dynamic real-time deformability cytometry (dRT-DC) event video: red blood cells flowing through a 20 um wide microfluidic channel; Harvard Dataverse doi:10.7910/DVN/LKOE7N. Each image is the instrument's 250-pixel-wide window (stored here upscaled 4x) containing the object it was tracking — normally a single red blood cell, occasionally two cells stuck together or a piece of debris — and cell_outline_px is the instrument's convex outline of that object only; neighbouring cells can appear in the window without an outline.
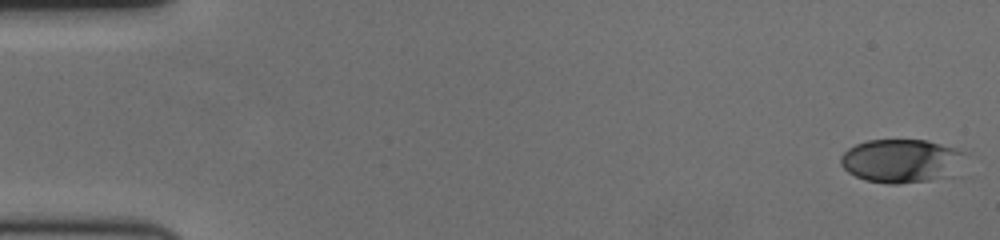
{"species": "human", "species_latin": "Homo sapiens", "temperature_condition": "cold", "stored_images_in_passage": 60, "camera_frame_rate_fps": 3000, "um_per_image_px": 0.085, "donor": {"sex": "female"}, "frame": {"image": 1, "passage_image": 1, "time_ms": 0.0, "image_size_px": [1000, 240], "cell_outline_px": [[968, 152], [956, 176], [928, 180], [896, 184], [888, 184], [864, 180], [848, 172], [840, 164], [840, 156], [848, 148], [856, 144], [868, 140], [928, 140], [956, 148]], "centroid_in_image_um": [76.68, 13.67], "position_along_channel_um": 8.3, "area_um2": 32.19}}
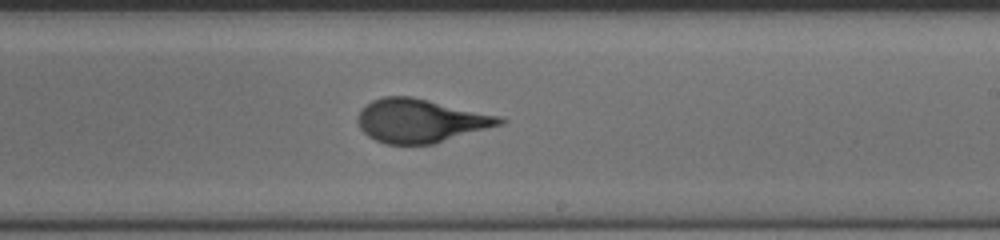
{"frame": {"image": 2, "passage_image": 36, "time_ms": 11.667, "image_size_px": [1000, 240], "cell_outline_px": [[508, 120], [504, 124], [432, 144], [384, 144], [368, 136], [360, 128], [356, 120], [356, 116], [372, 100], [384, 96], [412, 96], [500, 116]], "centroid_in_image_um": [35.75, 10.26], "position_along_channel_um": 253.3, "area_um2": 35.95}}
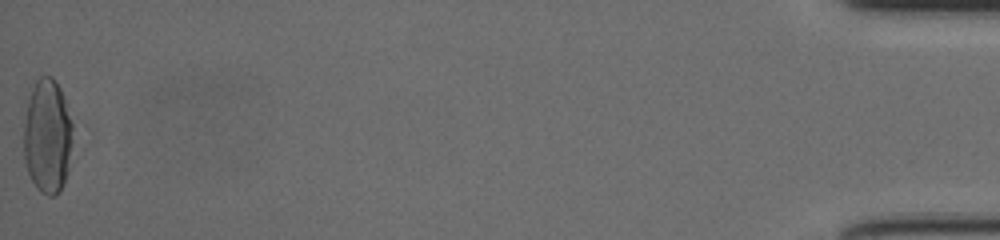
{"frame": {"image": 3, "passage_image": 60, "time_ms": 19.667, "image_size_px": [1000, 240], "cell_outline_px": [[72, 140], [68, 172], [64, 184], [60, 192], [56, 196], [48, 196], [40, 192], [36, 188], [28, 172], [24, 160], [24, 120], [28, 100], [32, 88], [36, 80], [40, 76], [52, 76], [56, 80], [60, 88], [72, 124]], "centroid_in_image_um": [4.03, 11.62], "position_along_channel_um": 431.2, "area_um2": 32.89}, "authors_computed_cell_mechanics": {"area_um2": 35.0846, "velocity_mm_per_s": 3.4791, "shape_relaxation_time_tau1_ms": 4.8483, "shape_relaxation_time_tau2_ms": null, "deformation_change_tau1": 0.1897, "deformation_change_tau2": null}}